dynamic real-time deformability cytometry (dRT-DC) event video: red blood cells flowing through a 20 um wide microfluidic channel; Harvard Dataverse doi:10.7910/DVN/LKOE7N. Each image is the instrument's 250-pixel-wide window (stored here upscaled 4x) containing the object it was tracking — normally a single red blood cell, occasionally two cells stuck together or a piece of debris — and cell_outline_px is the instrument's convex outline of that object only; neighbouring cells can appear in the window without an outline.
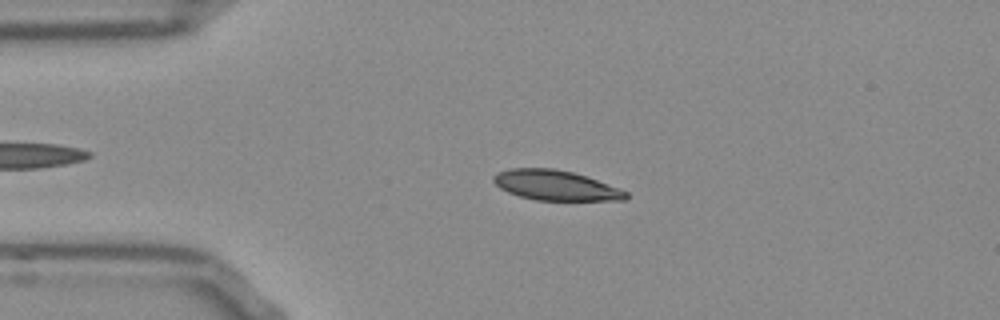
{"species": "Egyptian fruit bat (a non-hibernating species)", "species_latin": "Rousettus aegyptiacus", "temperature_condition": "room temperature", "stored_images_in_passage": 52, "camera_frame_rate_fps": 3000, "um_per_image_px": 0.085, "frame": {"image": 1, "passage_image": 11, "time_ms": 3.333, "image_size_px": [1000, 320], "cell_outline_px": [[628, 196], [624, 200], [536, 200], [520, 196], [508, 192], [500, 188], [492, 180], [492, 176], [500, 172], [512, 168], [552, 168], [572, 172], [596, 180], [628, 192]], "centroid_in_image_um": [47.19, 15.75], "position_along_channel_um": 37.8, "area_um2": 22.77}}
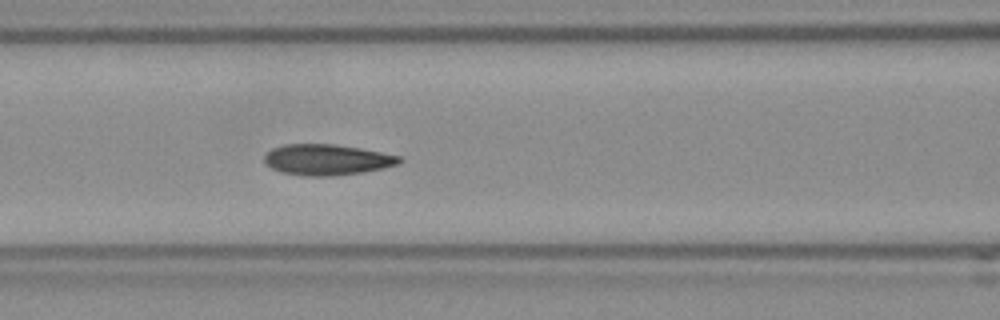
{"frame": {"image": 2, "passage_image": 21, "time_ms": 6.667, "image_size_px": [1000, 320], "cell_outline_px": [[404, 160], [400, 164], [384, 168], [364, 172], [332, 176], [304, 176], [280, 172], [264, 164], [264, 156], [272, 148], [284, 144], [336, 144], [360, 148], [400, 156]], "centroid_in_image_um": [27.79, 13.58], "position_along_channel_um": 138.8, "area_um2": 24.51}}
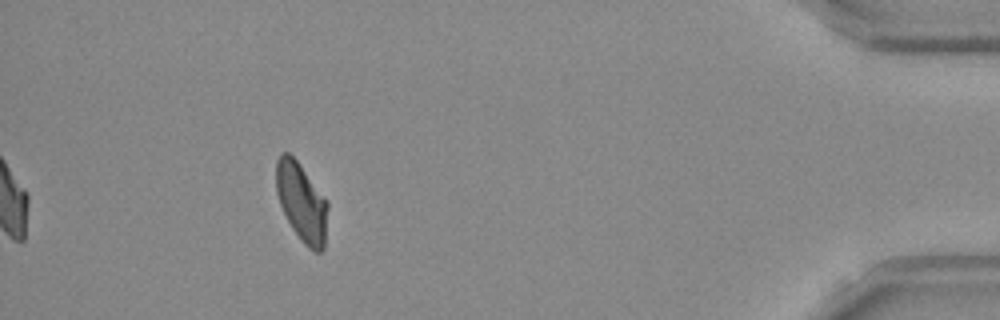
{"frame": {"image": 3, "passage_image": 47, "time_ms": 15.333, "image_size_px": [1000, 320], "cell_outline_px": [[328, 208], [324, 248], [320, 252], [312, 252], [304, 244], [292, 228], [280, 204], [276, 192], [276, 160], [280, 152], [288, 152], [296, 160], [328, 204]], "centroid_in_image_um": [25.62, 17.21], "position_along_channel_um": 409.6, "area_um2": 23.24}, "authors_computed_cell_mechanics": {"area_um2": 23.7847, "velocity_mm_per_s": 3.8411, "shape_relaxation_time_tau1_ms": 4.9438, "shape_relaxation_time_tau2_ms": 2.0162, "deformation_change_tau1": 0.1404, "deformation_change_tau2": 0.0672}}